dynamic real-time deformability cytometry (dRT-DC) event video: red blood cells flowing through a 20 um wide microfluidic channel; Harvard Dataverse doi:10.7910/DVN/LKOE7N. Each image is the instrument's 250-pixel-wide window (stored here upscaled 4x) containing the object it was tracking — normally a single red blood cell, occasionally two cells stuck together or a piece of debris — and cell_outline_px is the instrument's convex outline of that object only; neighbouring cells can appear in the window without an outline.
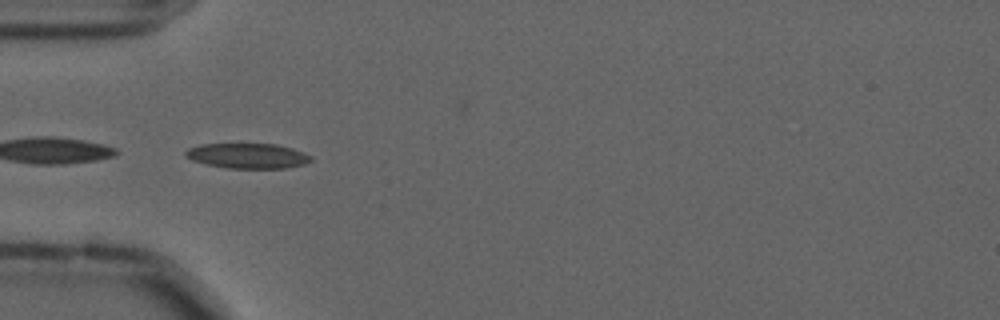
{"species": "common noctule bat (a hibernating species)", "species_latin": "Nyctalus noctula", "temperature_condition": "cold", "stored_images_in_passage": 40, "camera_frame_rate_fps": 3000, "um_per_image_px": 0.085, "animal": {"sex": "male", "forearm_length_mm": 52.5}, "frame": {"image": 1, "passage_image": 1, "time_ms": 0.0, "image_size_px": [1000, 320], "cell_outline_px": [[312, 160], [304, 164], [288, 168], [228, 168], [208, 164], [192, 160], [184, 156], [184, 152], [188, 148], [200, 144], [276, 144], [292, 148], [312, 156]], "centroid_in_image_um": [21.05, 13.24], "position_along_channel_um": 64.0, "area_um2": 18.32}, "authors_computed_cell_mechanics": {"area_um2": 17.3978, "velocity_mm_per_s": 3.5856, "shape_relaxation_time_tau1_ms": null, "shape_relaxation_time_tau2_ms": 8.5859, "deformation_change_tau1": null, "deformation_change_tau2": 0.1812}}